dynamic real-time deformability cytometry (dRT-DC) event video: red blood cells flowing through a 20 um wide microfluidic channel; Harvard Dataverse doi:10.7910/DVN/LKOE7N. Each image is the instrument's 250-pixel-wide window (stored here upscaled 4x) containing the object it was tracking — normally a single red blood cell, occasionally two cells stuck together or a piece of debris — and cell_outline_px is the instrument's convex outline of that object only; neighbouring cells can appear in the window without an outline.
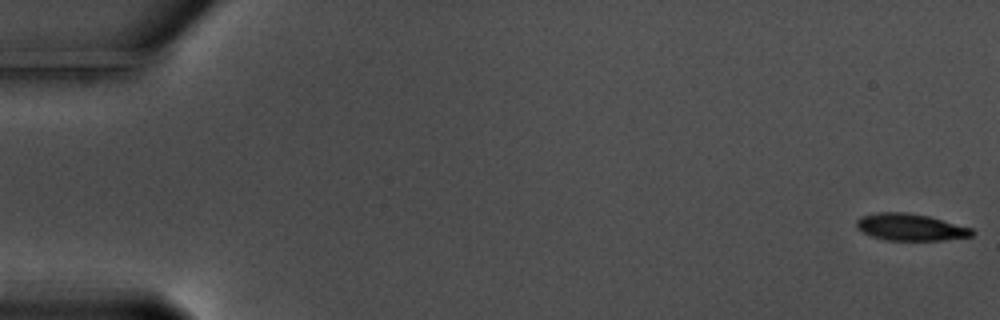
{"species": "common noctule bat (a hibernating species)", "species_latin": "Nyctalus noctula", "temperature_condition": "warm", "stored_images_in_passage": 19, "camera_frame_rate_fps": 3000, "um_per_image_px": 0.085, "animal": {"sex": "male", "body_mass_g": 17.5, "forearm_length_mm": 52.3}, "frame": {"image": 1, "passage_image": 1, "time_ms": 0.0, "image_size_px": [1000, 320], "cell_outline_px": [[972, 236], [944, 240], [888, 240], [872, 236], [856, 228], [856, 220], [860, 216], [876, 212], [908, 212], [928, 216], [972, 228]], "centroid_in_image_um": [77.34, 19.3], "position_along_channel_um": 7.7, "area_um2": 18.03}}